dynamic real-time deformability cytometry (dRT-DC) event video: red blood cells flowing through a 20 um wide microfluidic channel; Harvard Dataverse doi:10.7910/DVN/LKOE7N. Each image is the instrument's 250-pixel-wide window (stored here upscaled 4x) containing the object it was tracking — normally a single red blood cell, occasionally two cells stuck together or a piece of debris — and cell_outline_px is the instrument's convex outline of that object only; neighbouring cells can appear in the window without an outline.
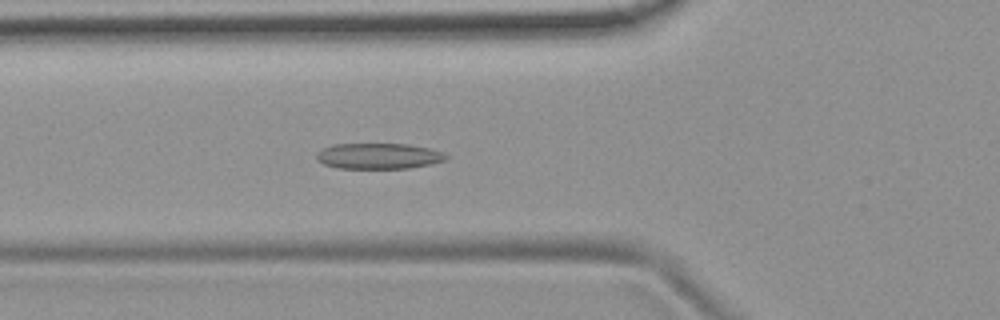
{"species": "common noctule bat (a hibernating species)", "species_latin": "Nyctalus noctula", "temperature_condition": "room temperature", "stored_images_in_passage": 52, "camera_frame_rate_fps": 3000, "um_per_image_px": 0.085, "animal": {"sex": "female", "body_mass_g": 19.9}, "frame": {"image": 1, "passage_image": 18, "time_ms": 5.667, "image_size_px": [1000, 320], "cell_outline_px": [[448, 156], [444, 160], [428, 164], [408, 168], [340, 168], [324, 164], [316, 160], [316, 156], [324, 148], [332, 144], [408, 144], [432, 148]], "centroid_in_image_um": [32.17, 13.25], "position_along_channel_um": 93.6, "area_um2": 19.19}}
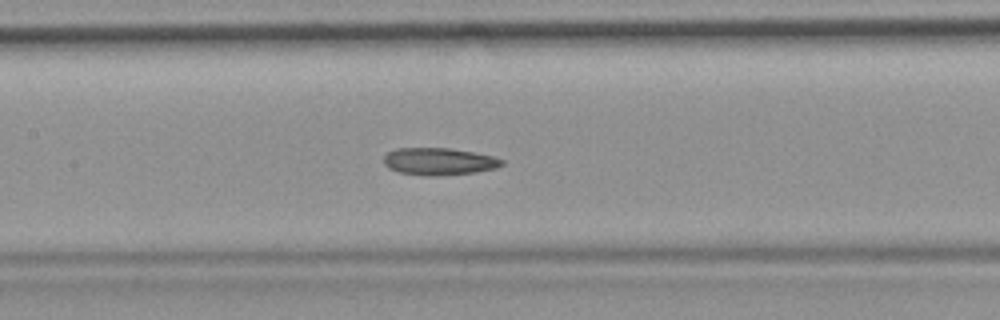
{"frame": {"image": 2, "passage_image": 24, "time_ms": 7.667, "image_size_px": [1000, 320], "cell_outline_px": [[504, 164], [496, 168], [476, 172], [432, 176], [428, 176], [396, 172], [388, 168], [384, 164], [384, 156], [388, 152], [396, 148], [448, 148], [472, 152], [492, 156], [504, 160]], "centroid_in_image_um": [37.28, 13.72], "position_along_channel_um": 170.1, "area_um2": 18.73}}
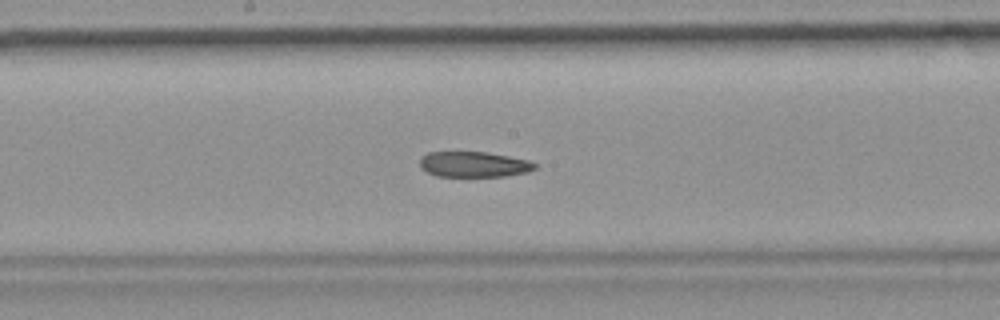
{"frame": {"image": 3, "passage_image": 27, "time_ms": 8.667, "image_size_px": [1000, 320], "cell_outline_px": [[536, 168], [528, 172], [504, 176], [436, 176], [420, 168], [420, 156], [428, 152], [488, 152], [528, 160], [536, 164]], "centroid_in_image_um": [40.25, 13.96], "position_along_channel_um": 207.9, "area_um2": 17.11}, "authors_computed_cell_mechanics": {"area_um2": 19.4786, "velocity_mm_per_s": 3.8181, "shape_relaxation_time_tau1_ms": null, "shape_relaxation_time_tau2_ms": 4.6181, "deformation_change_tau1": null, "deformation_change_tau2": 0.1077}}